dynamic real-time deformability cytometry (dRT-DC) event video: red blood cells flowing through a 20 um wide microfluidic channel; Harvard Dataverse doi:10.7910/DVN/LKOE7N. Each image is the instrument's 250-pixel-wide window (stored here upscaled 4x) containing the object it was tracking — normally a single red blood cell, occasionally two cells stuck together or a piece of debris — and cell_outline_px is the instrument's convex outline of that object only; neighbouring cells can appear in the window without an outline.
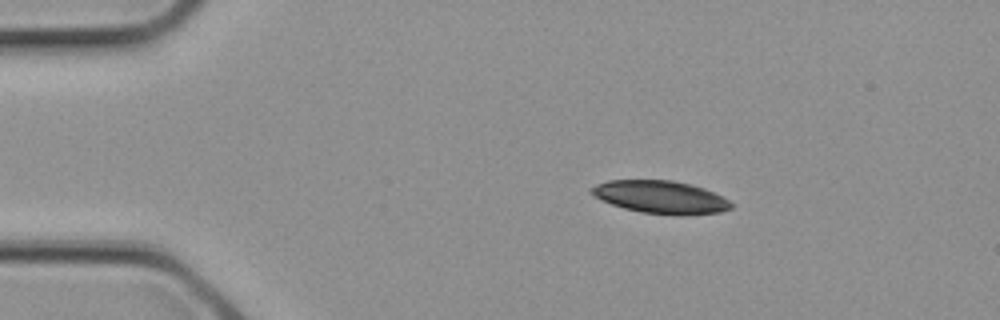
{"species": "common noctule bat (a hibernating species)", "species_latin": "Nyctalus noctula", "temperature_condition": "cold", "stored_images_in_passage": 1, "camera_frame_rate_fps": 3000, "um_per_image_px": 0.085, "animal": {"sex": "female", "body_mass_g": 21.9}, "frame": {"image": 1, "passage_image": 1, "time_ms": 0.0, "image_size_px": [1000, 320], "cell_outline_px": [[732, 208], [720, 212], [684, 216], [680, 216], [640, 212], [624, 208], [612, 204], [592, 196], [588, 192], [588, 188], [596, 184], [608, 180], [672, 180], [704, 188], [728, 200], [732, 204]], "centroid_in_image_um": [56.1, 16.76], "position_along_channel_um": 28.9, "area_um2": 26.82}}